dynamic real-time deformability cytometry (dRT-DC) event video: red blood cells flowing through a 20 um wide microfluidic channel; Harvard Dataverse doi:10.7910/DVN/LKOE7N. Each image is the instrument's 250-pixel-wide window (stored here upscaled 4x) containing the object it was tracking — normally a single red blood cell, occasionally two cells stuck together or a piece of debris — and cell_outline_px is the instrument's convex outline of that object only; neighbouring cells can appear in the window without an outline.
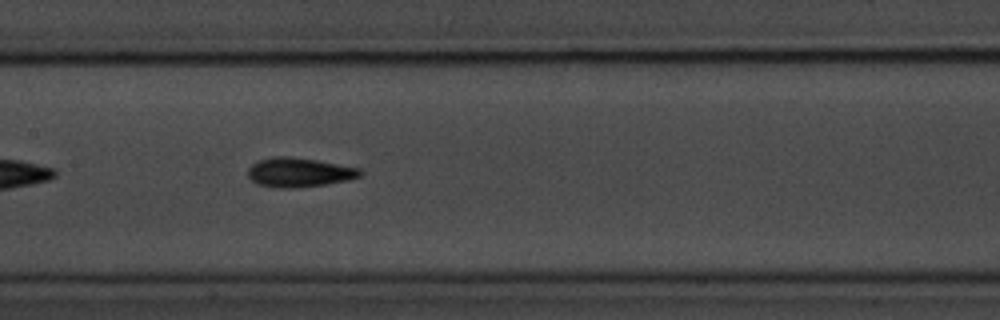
{"species": "common noctule bat (a hibernating species)", "species_latin": "Nyctalus noctula", "temperature_condition": "room temperature", "stored_images_in_passage": 42, "camera_frame_rate_fps": 3000, "um_per_image_px": 0.085, "animal": {"sex": "male", "body_mass_g": 20.1, "forearm_length_mm": 53.5}, "frame": {"image": 1, "passage_image": 13, "time_ms": 4.0, "image_size_px": [1000, 320], "cell_outline_px": [[364, 172], [360, 176], [348, 180], [324, 184], [296, 188], [272, 188], [256, 184], [248, 176], [248, 168], [252, 164], [260, 160], [272, 156], [288, 156], [316, 160], [360, 168]], "centroid_in_image_um": [25.4, 14.66], "position_along_channel_um": 182.0, "area_um2": 19.25}}
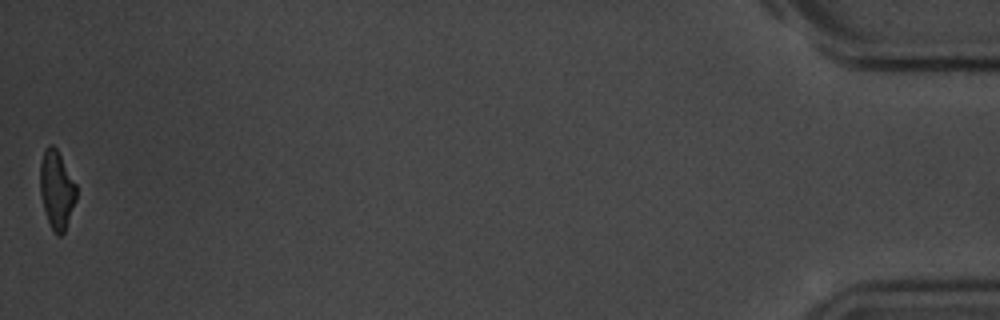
{"frame": {"image": 2, "passage_image": 42, "time_ms": 13.667, "image_size_px": [1000, 320], "cell_outline_px": [[76, 200], [64, 232], [60, 236], [56, 236], [48, 220], [44, 208], [40, 192], [40, 164], [44, 148], [48, 144], [52, 144], [56, 148], [76, 184]], "centroid_in_image_um": [4.81, 16.1], "position_along_channel_um": 430.4, "area_um2": 16.36}, "authors_computed_cell_mechanics": {"area_um2": 17.8024, "velocity_mm_per_s": 3.5747, "shape_relaxation_time_tau1_ms": 3.2424, "shape_relaxation_time_tau2_ms": 3.9744, "deformation_change_tau1": 0.1397, "deformation_change_tau2": 0.0946}}